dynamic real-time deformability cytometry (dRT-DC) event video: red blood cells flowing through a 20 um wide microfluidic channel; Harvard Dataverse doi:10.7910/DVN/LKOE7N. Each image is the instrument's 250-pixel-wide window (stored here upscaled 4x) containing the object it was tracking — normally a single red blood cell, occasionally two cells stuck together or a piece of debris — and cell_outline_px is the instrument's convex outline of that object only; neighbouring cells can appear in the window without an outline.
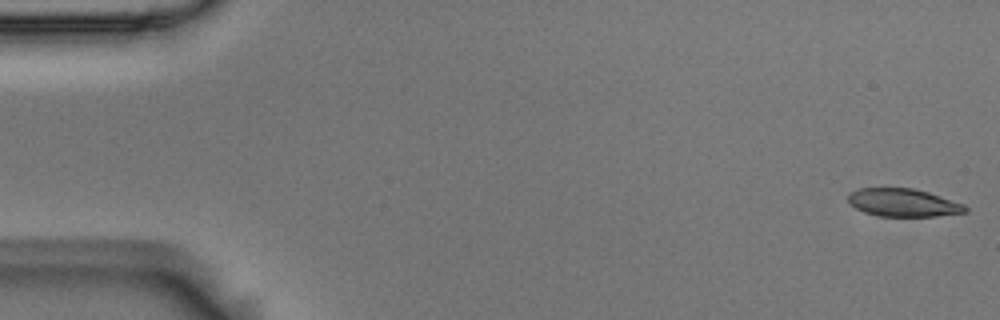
{"species": "Egyptian fruit bat (a non-hibernating species)", "species_latin": "Rousettus aegyptiacus", "temperature_condition": "room temperature", "stored_images_in_passage": 55, "camera_frame_rate_fps": 3000, "um_per_image_px": 0.085, "animal": {"sex": "male"}, "frame": {"image": 1, "passage_image": 1, "time_ms": 0.0, "image_size_px": [1000, 320], "cell_outline_px": [[968, 212], [936, 216], [880, 216], [864, 212], [856, 208], [848, 200], [848, 192], [860, 188], [912, 188], [928, 192], [964, 204], [968, 208]], "centroid_in_image_um": [76.78, 17.22], "position_along_channel_um": 8.2, "area_um2": 19.02}}
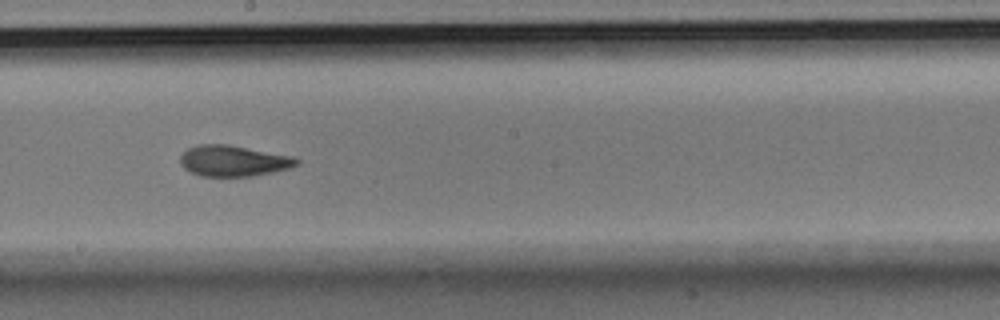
{"frame": {"image": 2, "passage_image": 30, "time_ms": 9.667, "image_size_px": [1000, 320], "cell_outline_px": [[300, 164], [292, 168], [276, 172], [252, 176], [200, 176], [184, 168], [180, 164], [180, 156], [188, 148], [200, 144], [228, 144], [292, 156], [300, 160]], "centroid_in_image_um": [19.88, 13.68], "position_along_channel_um": 228.3, "area_um2": 21.15}}
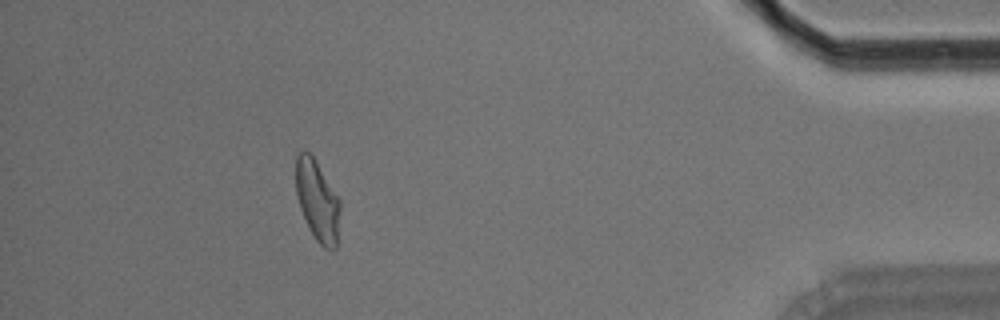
{"frame": {"image": 3, "passage_image": 49, "time_ms": 16.0, "image_size_px": [1000, 320], "cell_outline_px": [[340, 212], [336, 248], [332, 252], [324, 248], [316, 240], [308, 228], [300, 208], [296, 192], [296, 156], [304, 148], [312, 156], [340, 200]], "centroid_in_image_um": [26.98, 17.1], "position_along_channel_um": 408.2, "area_um2": 20.75}, "authors_computed_cell_mechanics": {"area_um2": 21.0392, "velocity_mm_per_s": 3.6726, "shape_relaxation_time_tau1_ms": null, "shape_relaxation_time_tau2_ms": 2.2312, "deformation_change_tau1": null, "deformation_change_tau2": 0.0857}}